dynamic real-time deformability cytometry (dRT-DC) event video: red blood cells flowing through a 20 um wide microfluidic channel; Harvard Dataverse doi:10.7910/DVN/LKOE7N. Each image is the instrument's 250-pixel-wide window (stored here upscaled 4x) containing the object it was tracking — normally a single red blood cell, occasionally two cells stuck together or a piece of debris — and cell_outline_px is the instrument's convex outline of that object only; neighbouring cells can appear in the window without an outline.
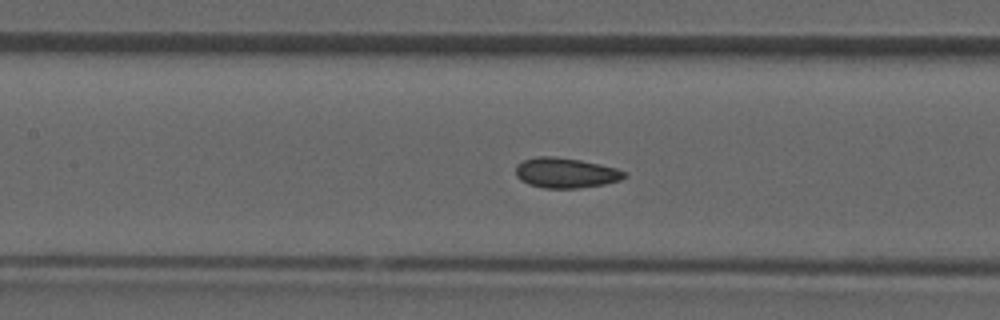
{"species": "common noctule bat (a hibernating species)", "species_latin": "Nyctalus noctula", "temperature_condition": "room temperature", "stored_images_in_passage": 43, "camera_frame_rate_fps": 3000, "um_per_image_px": 0.085, "animal": {"sex": "male", "forearm_length_mm": 52.5}, "frame": {"image": 1, "passage_image": 19, "time_ms": 6.0, "image_size_px": [1000, 320], "cell_outline_px": [[628, 176], [620, 180], [604, 184], [580, 188], [544, 188], [528, 184], [520, 180], [516, 176], [516, 164], [524, 160], [536, 156], [556, 156], [580, 160], [600, 164], [616, 168], [628, 172]], "centroid_in_image_um": [48.09, 14.69], "position_along_channel_um": 159.3, "area_um2": 19.31}}